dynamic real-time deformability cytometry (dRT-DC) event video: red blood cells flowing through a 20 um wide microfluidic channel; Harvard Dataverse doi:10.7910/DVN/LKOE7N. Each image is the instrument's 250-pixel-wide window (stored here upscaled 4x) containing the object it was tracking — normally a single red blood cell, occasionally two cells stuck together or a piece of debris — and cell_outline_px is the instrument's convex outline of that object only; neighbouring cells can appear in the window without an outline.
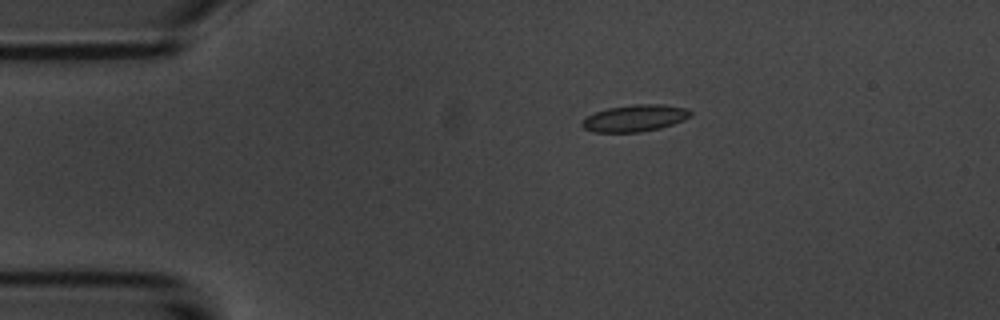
{"species": "common noctule bat (a hibernating species)", "species_latin": "Nyctalus noctula", "temperature_condition": "room temperature", "stored_images_in_passage": 5, "camera_frame_rate_fps": 3000, "um_per_image_px": 0.085, "animal": {"sex": "male", "body_mass_g": 20.1, "forearm_length_mm": 53.5}, "frame": {"image": 1, "passage_image": 3, "time_ms": 3.333, "image_size_px": [1000, 320], "cell_outline_px": [[692, 116], [684, 120], [660, 128], [640, 132], [592, 132], [584, 128], [580, 124], [588, 116], [596, 112], [608, 108], [632, 104], [664, 104], [688, 108], [692, 112]], "centroid_in_image_um": [54.01, 10.03], "position_along_channel_um": 31.0, "area_um2": 16.99}}
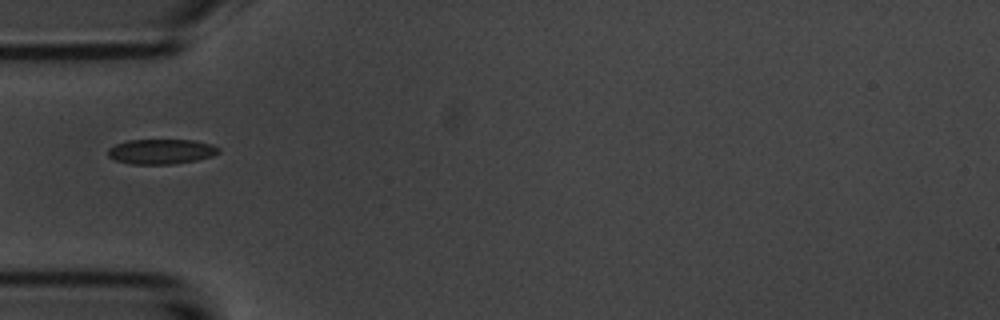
{"frame": {"image": 2, "passage_image": 5, "time_ms": 5.667, "image_size_px": [1000, 320], "cell_outline_px": [[220, 152], [212, 156], [196, 160], [172, 164], [132, 164], [116, 160], [108, 156], [108, 148], [116, 144], [128, 140], [192, 140], [212, 144], [220, 148]], "centroid_in_image_um": [13.71, 12.88], "position_along_channel_um": 71.3, "area_um2": 16.07}}